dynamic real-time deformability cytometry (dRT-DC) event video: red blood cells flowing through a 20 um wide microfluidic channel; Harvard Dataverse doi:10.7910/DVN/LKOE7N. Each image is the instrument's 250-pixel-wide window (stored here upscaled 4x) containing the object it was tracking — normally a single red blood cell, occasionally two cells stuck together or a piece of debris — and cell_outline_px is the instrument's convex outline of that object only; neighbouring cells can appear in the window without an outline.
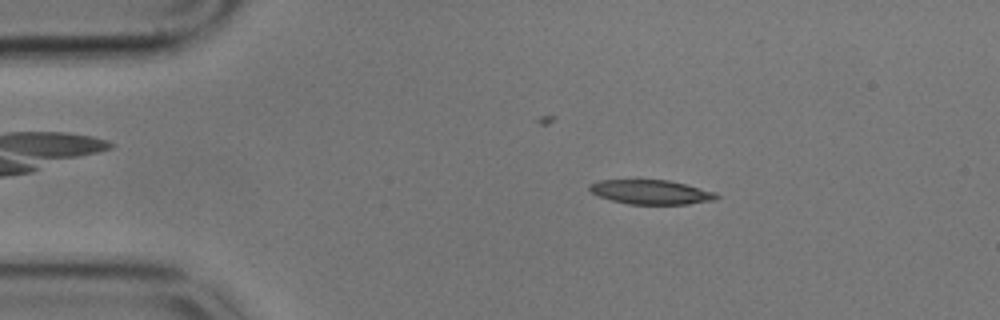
{"species": "common noctule bat (a hibernating species)", "species_latin": "Nyctalus noctula", "temperature_condition": "cold", "stored_images_in_passage": 57, "camera_frame_rate_fps": 3000, "um_per_image_px": 0.085, "animal": {"sex": "male", "body_mass_g": 17.9}, "frame": {"image": 1, "passage_image": 9, "time_ms": 2.667, "image_size_px": [1000, 320], "cell_outline_px": [[720, 196], [716, 200], [688, 204], [628, 204], [612, 200], [600, 196], [592, 192], [588, 188], [588, 184], [600, 180], [668, 180], [716, 192]], "centroid_in_image_um": [55.35, 16.33], "position_along_channel_um": 29.6, "area_um2": 17.92}}
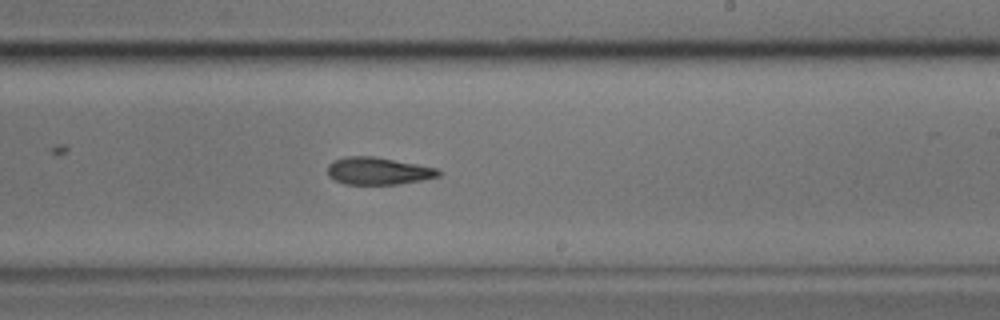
{"frame": {"image": 2, "passage_image": 33, "time_ms": 10.667, "image_size_px": [1000, 320], "cell_outline_px": [[440, 176], [420, 180], [396, 184], [344, 184], [328, 176], [328, 164], [332, 160], [344, 156], [376, 156], [436, 168], [440, 172]], "centroid_in_image_um": [32.09, 14.52], "position_along_channel_um": 256.9, "area_um2": 17.63}}
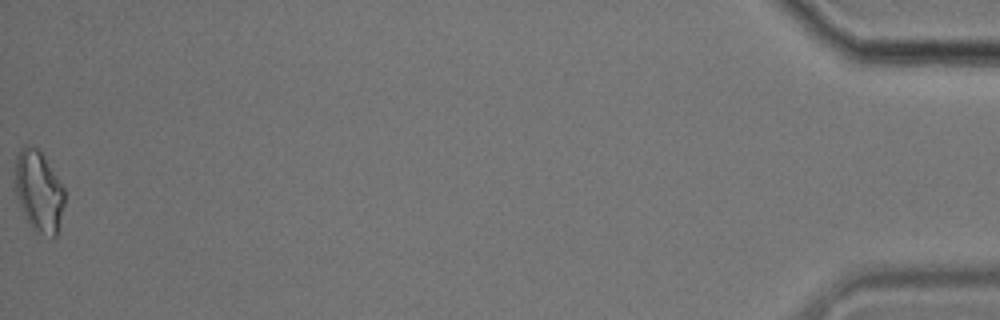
{"frame": {"image": 3, "passage_image": 57, "time_ms": 18.667, "image_size_px": [1000, 320], "cell_outline_px": [[64, 204], [56, 236], [52, 236], [36, 232], [28, 224], [16, 196], [12, 180], [16, 156], [20, 148], [24, 144], [32, 144], [44, 156], [64, 188]], "centroid_in_image_um": [3.24, 16.21], "position_along_channel_um": 432.0, "area_um2": 23.76}, "authors_computed_cell_mechanics": {"area_um2": 18.6116, "velocity_mm_per_s": 3.431, "shape_relaxation_time_tau1_ms": 7.3353, "shape_relaxation_time_tau2_ms": 6.7324, "deformation_change_tau1": 0.1812, "deformation_change_tau2": 0.1633}}